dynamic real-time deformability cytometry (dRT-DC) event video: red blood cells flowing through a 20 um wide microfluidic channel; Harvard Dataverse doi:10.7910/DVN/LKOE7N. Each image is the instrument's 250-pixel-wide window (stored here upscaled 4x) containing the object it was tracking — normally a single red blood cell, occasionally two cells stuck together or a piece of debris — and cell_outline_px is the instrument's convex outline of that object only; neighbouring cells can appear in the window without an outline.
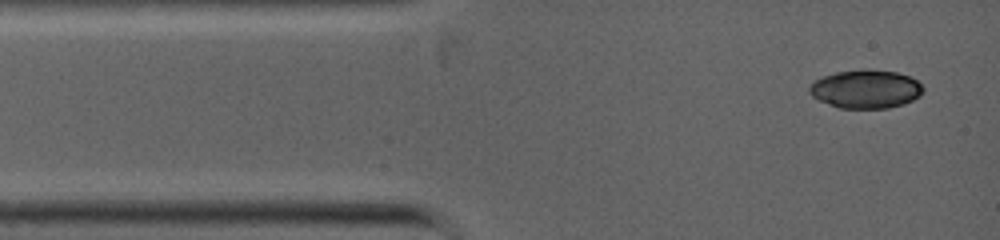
{"species": "common noctule bat (a hibernating species)", "species_latin": "Nyctalus noctula", "temperature_condition": "warm", "stored_images_in_passage": 3, "camera_frame_rate_fps": 5000, "um_per_image_px": 0.085, "animal": {"sex": "female", "body_mass_g": 19.0, "forearm_length_mm": 53.3}, "frame": {"image": 1, "passage_image": 1, "time_ms": 0.0, "image_size_px": [1000, 240], "cell_outline_px": [[924, 88], [920, 96], [904, 104], [888, 108], [840, 108], [820, 100], [812, 96], [808, 92], [808, 88], [816, 80], [824, 76], [836, 72], [896, 72], [908, 76], [916, 80]], "centroid_in_image_um": [73.6, 7.62], "position_along_channel_um": 11.4, "area_um2": 24.57}}